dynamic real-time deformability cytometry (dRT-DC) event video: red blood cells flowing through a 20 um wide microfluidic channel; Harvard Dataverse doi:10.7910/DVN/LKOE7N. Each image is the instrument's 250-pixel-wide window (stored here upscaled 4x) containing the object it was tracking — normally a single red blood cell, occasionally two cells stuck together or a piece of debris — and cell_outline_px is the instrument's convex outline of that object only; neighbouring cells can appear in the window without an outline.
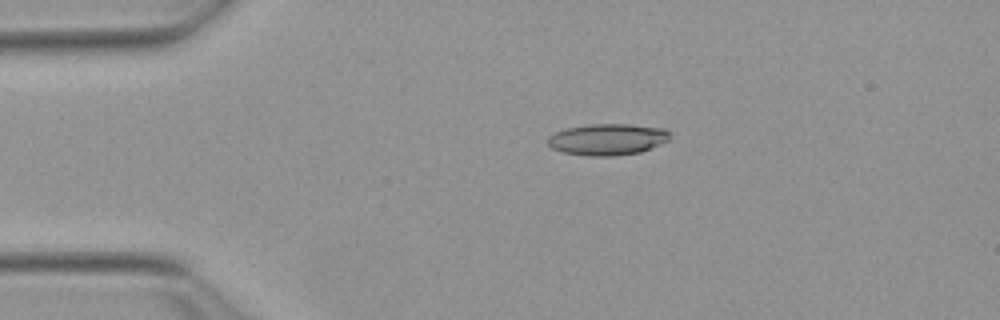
{"species": "Egyptian fruit bat (a non-hibernating species)", "species_latin": "Rousettus aegyptiacus", "temperature_condition": "warm", "stored_images_in_passage": 53, "camera_frame_rate_fps": 3000, "um_per_image_px": 0.085, "animal": {"sex": "female"}, "frame": {"image": 1, "passage_image": 11, "time_ms": 3.333, "image_size_px": [1000, 320], "cell_outline_px": [[668, 140], [660, 144], [640, 152], [612, 156], [588, 156], [564, 152], [552, 148], [544, 140], [548, 136], [556, 132], [568, 128], [588, 124], [628, 124], [664, 128], [668, 132]], "centroid_in_image_um": [51.59, 11.84], "position_along_channel_um": 33.4, "area_um2": 22.25}}
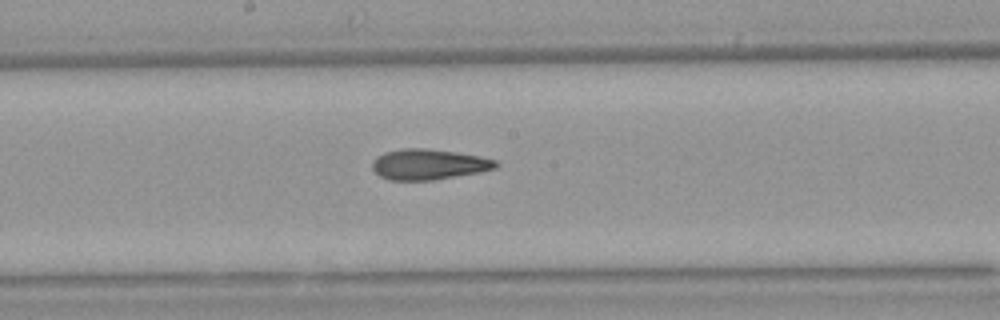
{"frame": {"image": 2, "passage_image": 28, "time_ms": 9.0, "image_size_px": [1000, 320], "cell_outline_px": [[500, 164], [496, 168], [480, 172], [432, 180], [388, 180], [380, 176], [372, 168], [372, 160], [376, 156], [384, 152], [400, 148], [424, 148], [456, 152], [480, 156], [496, 160]], "centroid_in_image_um": [36.42, 13.96], "position_along_channel_um": 211.8, "area_um2": 22.14}}
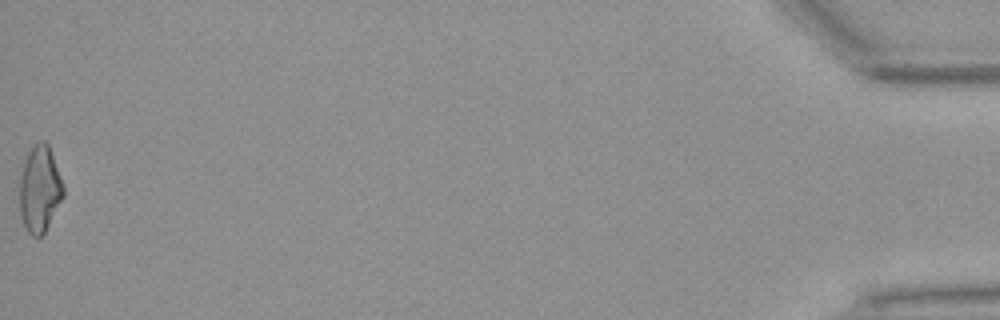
{"frame": {"image": 3, "passage_image": 53, "time_ms": 17.333, "image_size_px": [1000, 320], "cell_outline_px": [[64, 196], [44, 232], [40, 236], [32, 236], [28, 232], [20, 216], [20, 172], [24, 160], [28, 152], [40, 140], [44, 140], [48, 144], [60, 176], [64, 188]], "centroid_in_image_um": [3.36, 16.06], "position_along_channel_um": 431.8, "area_um2": 21.79}, "authors_computed_cell_mechanics": {"area_um2": 21.7328, "velocity_mm_per_s": 3.8855, "shape_relaxation_time_tau1_ms": null, "shape_relaxation_time_tau2_ms": 2.9008, "deformation_change_tau1": null, "deformation_change_tau2": 0.1175}}